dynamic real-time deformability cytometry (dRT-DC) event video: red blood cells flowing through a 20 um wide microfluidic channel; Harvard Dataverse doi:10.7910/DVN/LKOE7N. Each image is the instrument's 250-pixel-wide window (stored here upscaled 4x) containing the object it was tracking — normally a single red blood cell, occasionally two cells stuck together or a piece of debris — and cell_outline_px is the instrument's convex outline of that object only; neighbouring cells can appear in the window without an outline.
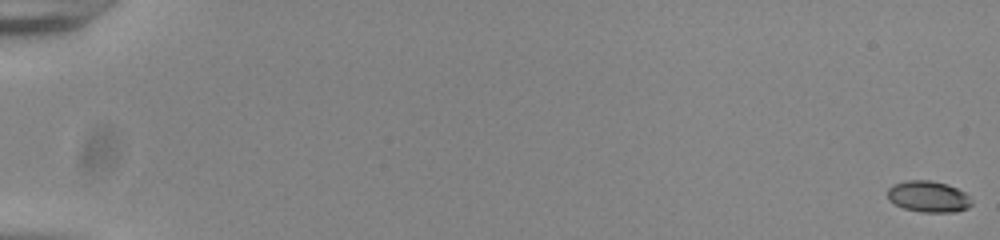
{"species": "common noctule bat (a hibernating species)", "species_latin": "Nyctalus noctula", "temperature_condition": "room temperature", "stored_images_in_passage": 56, "camera_frame_rate_fps": 3000, "um_per_image_px": 0.085, "animal": {"sex": "male", "body_mass_g": 20.0, "forearm_length_mm": 53.3}, "frame": {"image": 1, "passage_image": 1, "time_ms": 0.0, "image_size_px": [1000, 240], "cell_outline_px": [[972, 204], [968, 208], [956, 212], [920, 212], [904, 208], [888, 200], [888, 188], [892, 184], [904, 180], [932, 180], [948, 184], [964, 192], [972, 200]], "centroid_in_image_um": [78.91, 16.7], "position_along_channel_um": 6.1, "area_um2": 15.49}}
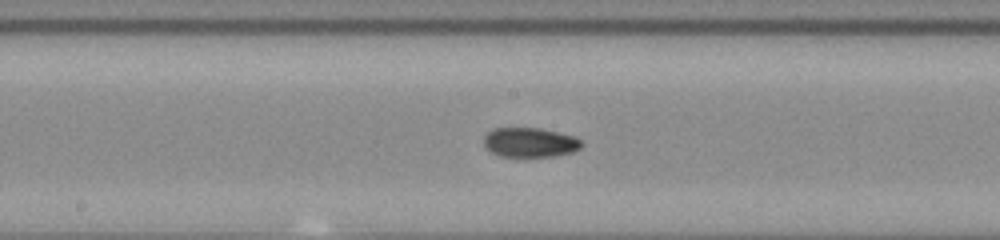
{"frame": {"image": 2, "passage_image": 32, "time_ms": 10.333, "image_size_px": [1000, 240], "cell_outline_px": [[584, 144], [580, 148], [572, 152], [556, 156], [500, 156], [484, 148], [484, 136], [492, 128], [540, 128], [576, 136], [584, 140]], "centroid_in_image_um": [45.08, 12.1], "position_along_channel_um": 203.1, "area_um2": 17.05}}
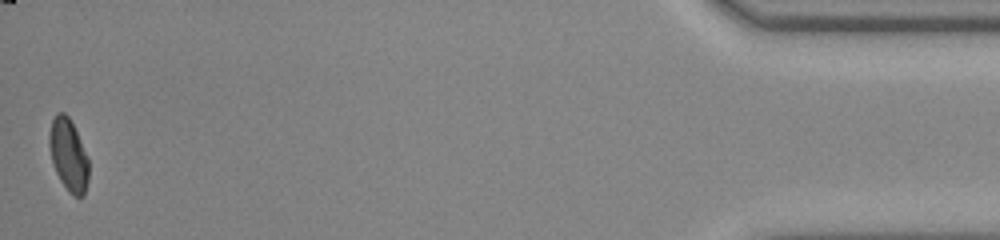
{"frame": {"image": 3, "passage_image": 56, "time_ms": 18.333, "image_size_px": [1000, 240], "cell_outline_px": [[88, 180], [84, 196], [72, 196], [68, 192], [60, 180], [56, 172], [52, 160], [48, 144], [48, 136], [52, 120], [56, 112], [64, 112], [68, 116], [88, 156]], "centroid_in_image_um": [5.81, 13.18], "position_along_channel_um": 429.4, "area_um2": 16.59}, "authors_computed_cell_mechanics": {"area_um2": 16.5308, "velocity_mm_per_s": 3.8397, "shape_relaxation_time_tau1_ms": 4.2718, "shape_relaxation_time_tau2_ms": 1.5406, "deformation_change_tau1": 0.1391, "deformation_change_tau2": 0.0585}}